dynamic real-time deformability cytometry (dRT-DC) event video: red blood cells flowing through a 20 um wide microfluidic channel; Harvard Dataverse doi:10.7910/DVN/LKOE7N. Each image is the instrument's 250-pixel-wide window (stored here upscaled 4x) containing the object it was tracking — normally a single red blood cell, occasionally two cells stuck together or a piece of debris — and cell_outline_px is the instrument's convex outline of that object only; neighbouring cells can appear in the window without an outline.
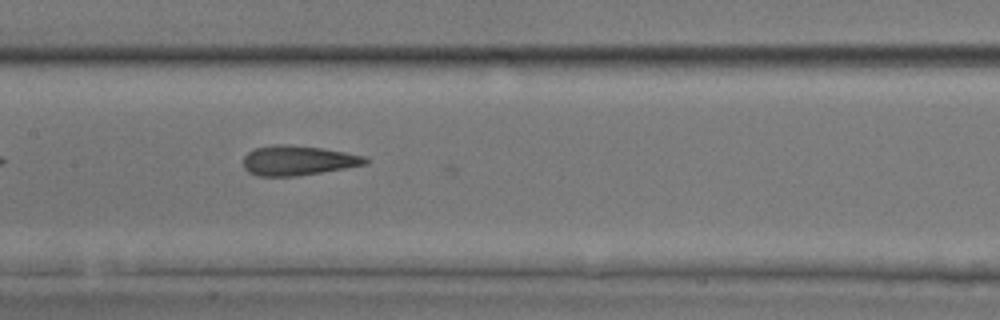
{"species": "common noctule bat (a hibernating species)", "species_latin": "Nyctalus noctula", "temperature_condition": "room temperature", "stored_images_in_passage": 20, "camera_frame_rate_fps": 3000, "um_per_image_px": 0.085, "animal": {"sex": "male", "body_mass_g": 17.9, "forearm_length_mm": 54.2}, "frame": {"image": 1, "passage_image": 10, "time_ms": 3.0, "image_size_px": [1000, 320], "cell_outline_px": [[368, 164], [296, 176], [256, 176], [248, 172], [244, 168], [244, 156], [248, 152], [256, 148], [276, 144], [284, 144], [320, 148], [344, 152], [364, 156], [368, 160]], "centroid_in_image_um": [25.29, 13.64], "position_along_channel_um": 182.1, "area_um2": 20.92}}
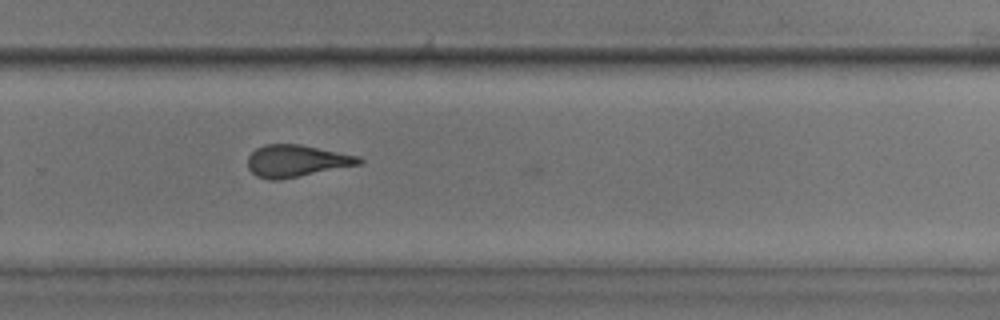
{"frame": {"image": 2, "passage_image": 19, "time_ms": 6.0, "image_size_px": [1000, 320], "cell_outline_px": [[364, 160], [360, 164], [280, 180], [268, 180], [256, 176], [248, 168], [248, 156], [256, 148], [264, 144], [300, 144], [360, 156]], "centroid_in_image_um": [25.18, 13.67], "position_along_channel_um": 304.6, "area_um2": 20.81}}